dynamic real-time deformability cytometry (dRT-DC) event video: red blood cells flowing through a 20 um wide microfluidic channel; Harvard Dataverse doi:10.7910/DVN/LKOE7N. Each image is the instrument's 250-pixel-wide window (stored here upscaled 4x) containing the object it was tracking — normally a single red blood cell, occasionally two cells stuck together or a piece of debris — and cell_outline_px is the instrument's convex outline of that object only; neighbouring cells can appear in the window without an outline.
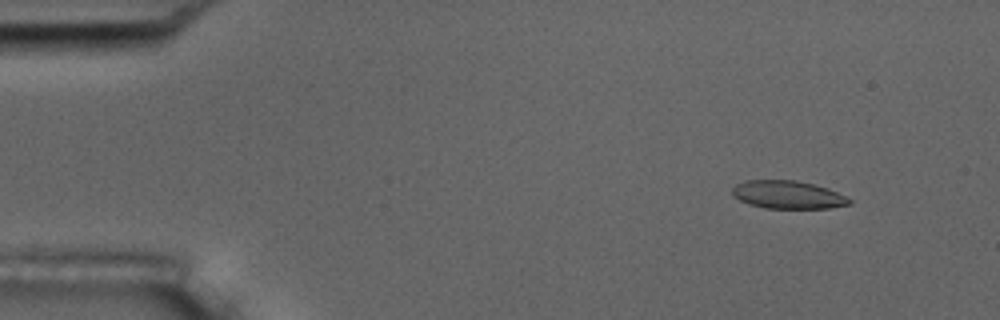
{"species": "common noctule bat (a hibernating species)", "species_latin": "Nyctalus noctula", "temperature_condition": "room temperature", "stored_images_in_passage": 5, "camera_frame_rate_fps": 3000, "um_per_image_px": 0.085, "animal": {"sex": "male", "body_mass_g": 17.5, "forearm_length_mm": 52.3}, "frame": {"image": 1, "passage_image": 2, "time_ms": 1.333, "image_size_px": [1000, 320], "cell_outline_px": [[852, 204], [828, 208], [764, 208], [748, 204], [732, 196], [732, 188], [736, 184], [748, 180], [796, 180], [828, 188], [852, 200]], "centroid_in_image_um": [66.94, 16.55], "position_along_channel_um": 18.1, "area_um2": 19.07}}
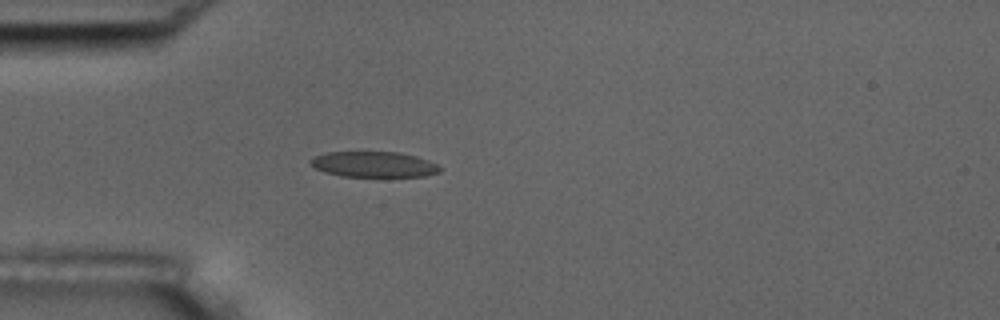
{"frame": {"image": 2, "passage_image": 5, "time_ms": 4.667, "image_size_px": [1000, 320], "cell_outline_px": [[444, 168], [440, 172], [424, 176], [340, 176], [324, 172], [316, 168], [308, 160], [316, 156], [328, 152], [400, 152], [416, 156], [428, 160]], "centroid_in_image_um": [31.81, 13.97], "position_along_channel_um": 53.2, "area_um2": 19.25}}